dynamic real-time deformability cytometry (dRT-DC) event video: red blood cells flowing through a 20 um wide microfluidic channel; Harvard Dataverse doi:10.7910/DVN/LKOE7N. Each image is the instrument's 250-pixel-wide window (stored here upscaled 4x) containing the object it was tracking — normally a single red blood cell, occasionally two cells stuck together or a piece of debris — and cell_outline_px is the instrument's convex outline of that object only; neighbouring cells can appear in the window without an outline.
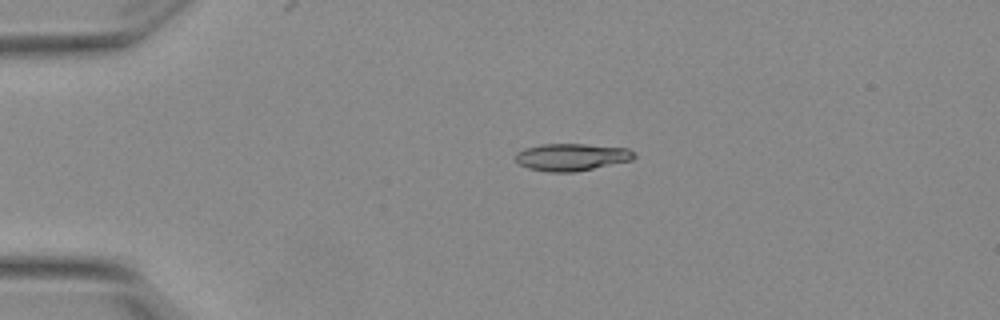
{"species": "Egyptian fruit bat (a non-hibernating species)", "species_latin": "Rousettus aegyptiacus", "temperature_condition": "warm", "stored_images_in_passage": 4, "camera_frame_rate_fps": 3000, "um_per_image_px": 0.085, "animal": {"sex": "female"}, "frame": {"image": 1, "passage_image": 3, "time_ms": 0.667, "image_size_px": [1000, 320], "cell_outline_px": [[636, 156], [632, 160], [576, 172], [548, 172], [528, 168], [520, 164], [516, 160], [516, 152], [524, 148], [540, 144], [584, 144], [628, 148], [636, 152]], "centroid_in_image_um": [48.6, 13.35], "position_along_channel_um": 36.4, "area_um2": 18.96}}